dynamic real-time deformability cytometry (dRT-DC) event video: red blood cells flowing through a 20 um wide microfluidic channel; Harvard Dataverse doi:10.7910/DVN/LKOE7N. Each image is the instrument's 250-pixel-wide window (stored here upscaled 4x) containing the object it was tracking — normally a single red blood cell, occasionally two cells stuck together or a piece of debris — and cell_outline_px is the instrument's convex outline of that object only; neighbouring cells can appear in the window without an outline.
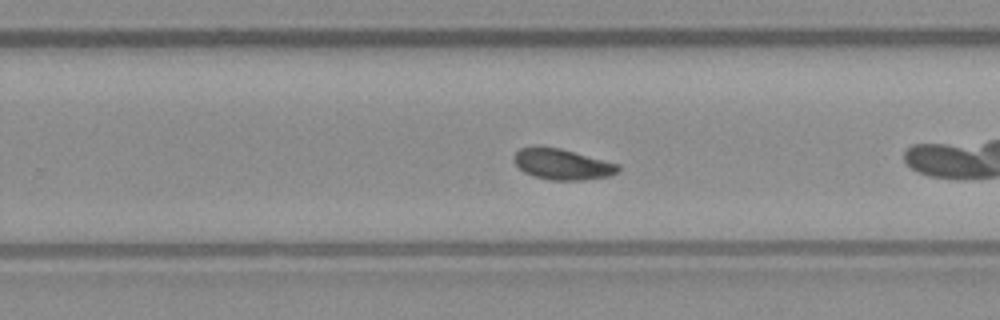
{"species": "common noctule bat (a hibernating species)", "species_latin": "Nyctalus noctula", "temperature_condition": "warm", "stored_images_in_passage": 38, "camera_frame_rate_fps": 3000, "um_per_image_px": 0.085, "animal": {"sex": "male", "body_mass_g": 23.1, "forearm_length_mm": 52.7}, "frame": {"image": 1, "passage_image": 17, "time_ms": 5.333, "image_size_px": [1000, 320], "cell_outline_px": [[620, 172], [612, 176], [580, 180], [552, 180], [536, 176], [524, 172], [512, 160], [512, 156], [520, 148], [536, 144], [560, 148], [620, 164]], "centroid_in_image_um": [47.79, 13.93], "position_along_channel_um": 282.0, "area_um2": 19.07}}